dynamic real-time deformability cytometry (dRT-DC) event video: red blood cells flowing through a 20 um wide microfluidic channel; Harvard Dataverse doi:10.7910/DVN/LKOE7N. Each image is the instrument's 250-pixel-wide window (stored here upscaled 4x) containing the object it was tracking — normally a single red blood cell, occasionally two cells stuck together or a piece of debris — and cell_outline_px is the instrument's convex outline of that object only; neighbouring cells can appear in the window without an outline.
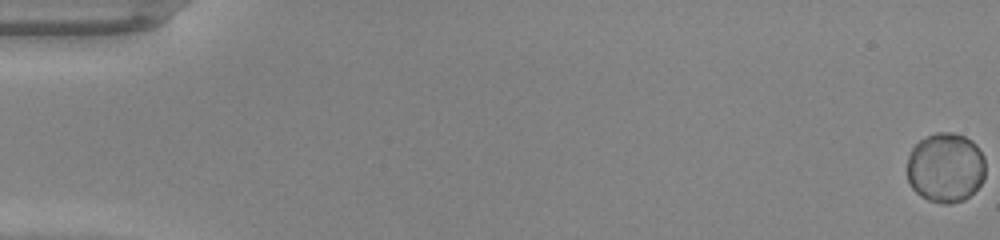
{"species": "common noctule bat (a hibernating species)", "species_latin": "Nyctalus noctula", "temperature_condition": "warm", "stored_images_in_passage": 50, "camera_frame_rate_fps": 3000, "um_per_image_px": 0.085, "animal": {"sex": "male", "body_mass_g": 20.0, "forearm_length_mm": 53.3}, "frame": {"image": 1, "passage_image": 1, "time_ms": 0.0, "image_size_px": [1000, 240], "cell_outline_px": [[984, 180], [964, 200], [948, 204], [940, 204], [928, 200], [920, 196], [912, 188], [908, 180], [908, 156], [912, 148], [920, 140], [936, 132], [952, 132], [964, 136], [972, 140], [976, 144], [984, 156]], "centroid_in_image_um": [80.37, 14.25], "position_along_channel_um": 4.6, "area_um2": 31.91}}
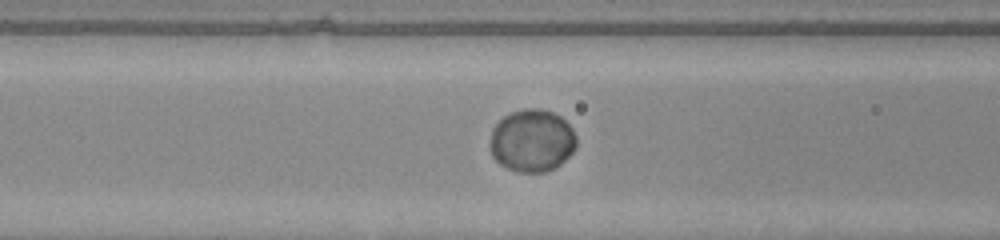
{"frame": {"image": 2, "passage_image": 22, "time_ms": 7.0, "image_size_px": [1000, 240], "cell_outline_px": [[576, 144], [572, 152], [560, 164], [544, 172], [520, 172], [508, 168], [500, 164], [492, 156], [492, 128], [504, 116], [512, 112], [524, 108], [536, 108], [552, 112], [560, 116], [572, 128], [576, 136]], "centroid_in_image_um": [45.23, 11.94], "position_along_channel_um": 121.4, "area_um2": 31.04}}
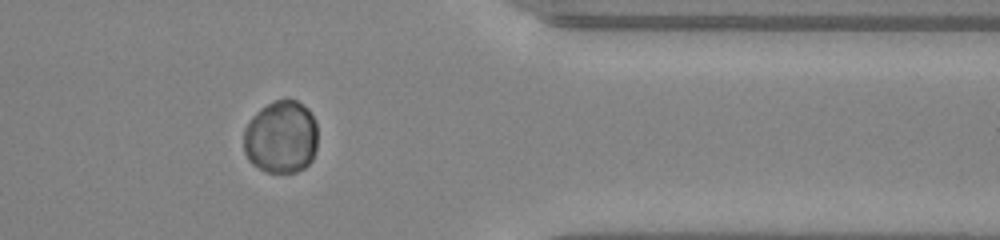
{"frame": {"image": 3, "passage_image": 42, "time_ms": 13.667, "image_size_px": [1000, 240], "cell_outline_px": [[316, 148], [312, 160], [304, 168], [296, 172], [268, 172], [252, 164], [248, 160], [244, 152], [244, 128], [252, 116], [260, 108], [276, 100], [296, 100], [308, 108], [316, 120]], "centroid_in_image_um": [23.89, 11.65], "position_along_channel_um": 387.5, "area_um2": 31.56}}